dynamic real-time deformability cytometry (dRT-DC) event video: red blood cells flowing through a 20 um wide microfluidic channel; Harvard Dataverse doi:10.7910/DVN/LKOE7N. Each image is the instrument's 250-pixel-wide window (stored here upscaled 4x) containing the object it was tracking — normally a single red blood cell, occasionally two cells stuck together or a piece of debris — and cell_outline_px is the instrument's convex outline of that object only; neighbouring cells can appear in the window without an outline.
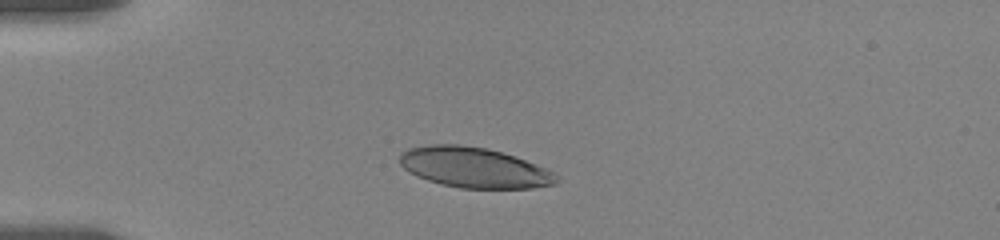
{"species": "human", "species_latin": "Homo sapiens", "temperature_condition": "room temperature", "stored_images_in_passage": 36, "camera_frame_rate_fps": 3000, "um_per_image_px": 0.085, "donor": {"sex": "female"}, "frame": {"image": 1, "passage_image": 1, "time_ms": 0.0, "image_size_px": [1000, 240], "cell_outline_px": [[560, 180], [556, 184], [532, 188], [460, 188], [428, 180], [416, 176], [404, 168], [400, 164], [400, 152], [408, 148], [428, 144], [460, 144], [488, 148], [548, 168], [560, 176]], "centroid_in_image_um": [40.32, 14.24], "position_along_channel_um": 44.7, "area_um2": 36.99}}
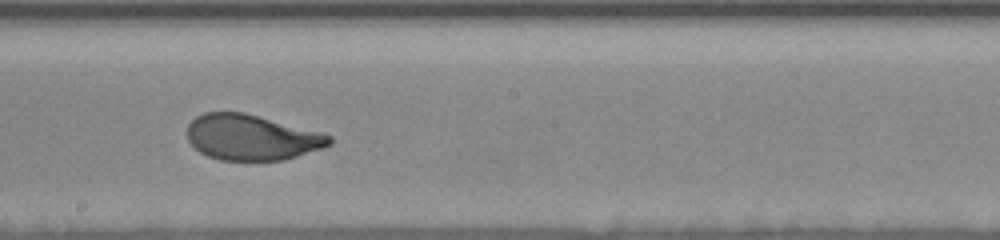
{"frame": {"image": 2, "passage_image": 19, "time_ms": 6.0, "image_size_px": [1000, 240], "cell_outline_px": [[332, 144], [324, 148], [284, 160], [220, 160], [208, 156], [200, 152], [188, 140], [188, 124], [196, 116], [204, 112], [244, 112], [320, 132], [332, 136]], "centroid_in_image_um": [21.4, 11.68], "position_along_channel_um": 226.8, "area_um2": 37.69}}
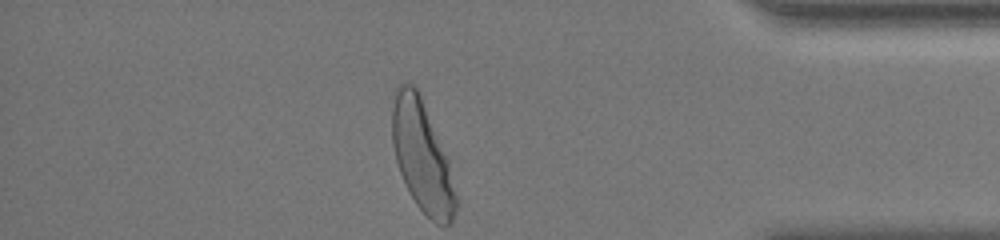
{"frame": {"image": 3, "passage_image": 36, "time_ms": 11.667, "image_size_px": [1000, 240], "cell_outline_px": [[456, 208], [452, 224], [436, 224], [416, 204], [400, 172], [396, 160], [392, 144], [392, 108], [396, 84], [412, 84], [416, 88], [420, 96], [448, 160], [456, 192]], "centroid_in_image_um": [35.86, 13.3], "position_along_channel_um": 399.3, "area_um2": 40.29}, "authors_computed_cell_mechanics": {"area_um2": 39.0728, "velocity_mm_per_s": 3.4981, "shape_relaxation_time_tau1_ms": 3.888, "shape_relaxation_time_tau2_ms": null, "deformation_change_tau1": 0.1672, "deformation_change_tau2": null}}